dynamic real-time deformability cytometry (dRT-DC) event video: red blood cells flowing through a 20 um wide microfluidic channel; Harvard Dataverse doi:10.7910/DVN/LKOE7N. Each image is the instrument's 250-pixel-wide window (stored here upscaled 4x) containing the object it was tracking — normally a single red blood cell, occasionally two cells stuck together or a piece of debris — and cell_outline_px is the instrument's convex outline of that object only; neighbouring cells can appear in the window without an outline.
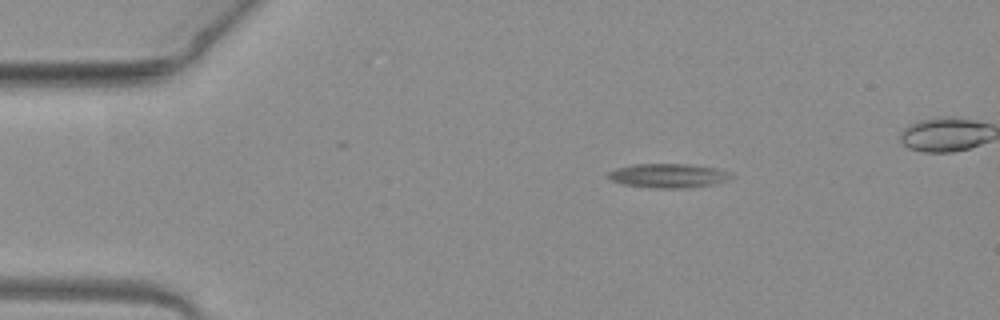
{"species": "common noctule bat (a hibernating species)", "species_latin": "Nyctalus noctula", "temperature_condition": "warm", "stored_images_in_passage": 40, "segment_of_instrument_passage": [1, 2], "camera_frame_rate_fps": 3000, "um_per_image_px": 0.085, "animal": {"sex": "female", "body_mass_g": 19.3, "forearm_length_mm": 54.1}, "frame": {"image": 1, "passage_image": 1, "time_ms": 0.0, "image_size_px": [1000, 320], "cell_outline_px": [[736, 176], [712, 184], [688, 188], [652, 188], [624, 184], [612, 180], [604, 176], [608, 172], [616, 168], [632, 164], [692, 164], [716, 168], [732, 172]], "centroid_in_image_um": [56.8, 14.92], "position_along_channel_um": 28.2, "area_um2": 17.46}}
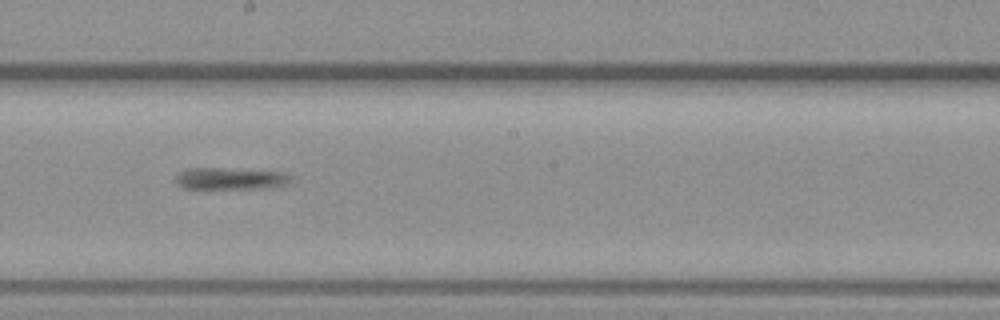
{"frame": {"image": 2, "passage_image": 21, "time_ms": 6.667, "image_size_px": [1000, 320], "cell_outline_px": [[288, 180], [284, 184], [264, 188], [184, 188], [176, 184], [176, 176], [184, 168], [224, 168], [284, 172], [288, 176]], "centroid_in_image_um": [19.48, 15.16], "position_along_channel_um": 228.7, "area_um2": 14.33}}
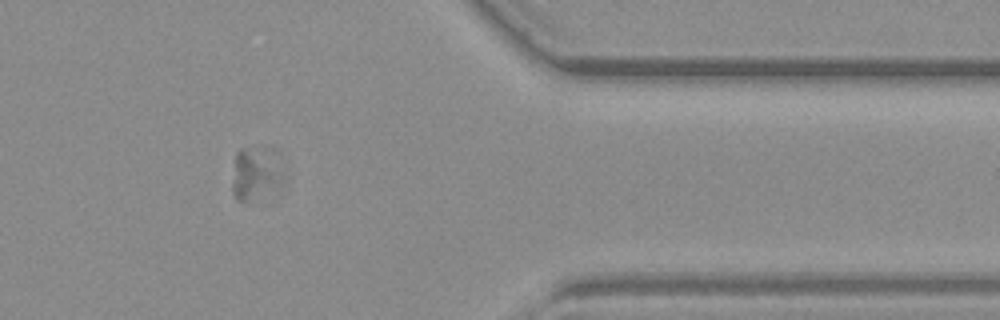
{"frame": {"image": 3, "passage_image": 35, "time_ms": 11.333, "image_size_px": [1000, 320], "cell_outline_px": [[288, 180], [244, 200], [236, 200], [232, 192], [232, 184], [236, 152], [240, 148], [244, 148], [288, 172]], "centroid_in_image_um": [21.63, 14.88], "position_along_channel_um": 389.8, "area_um2": 13.29}}